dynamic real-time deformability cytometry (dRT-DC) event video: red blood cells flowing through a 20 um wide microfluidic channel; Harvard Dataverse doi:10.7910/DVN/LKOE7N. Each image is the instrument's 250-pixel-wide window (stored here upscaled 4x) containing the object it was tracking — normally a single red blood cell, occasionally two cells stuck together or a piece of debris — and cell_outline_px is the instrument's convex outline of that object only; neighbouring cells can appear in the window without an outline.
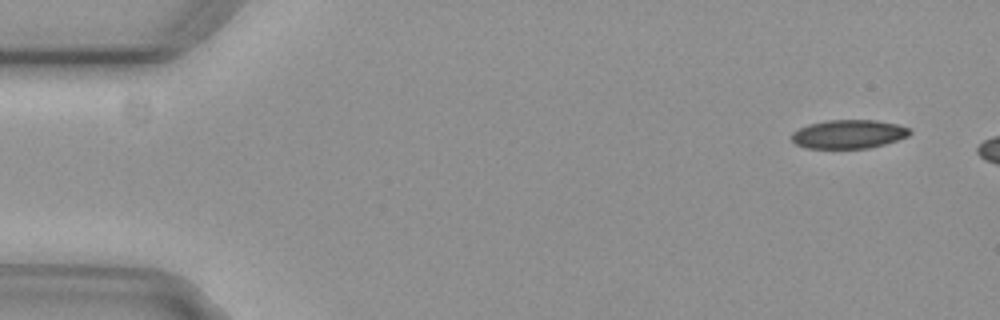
{"species": "common noctule bat (a hibernating species)", "species_latin": "Nyctalus noctula", "temperature_condition": "cold", "stored_images_in_passage": 2, "camera_frame_rate_fps": 3000, "um_per_image_px": 0.085, "animal": {"sex": "female", "body_mass_g": 29.2, "forearm_length_mm": 56.3}, "frame": {"image": 1, "passage_image": 1, "time_ms": 0.0, "image_size_px": [1000, 320], "cell_outline_px": [[912, 132], [908, 136], [884, 144], [868, 148], [804, 148], [796, 144], [792, 140], [792, 132], [808, 124], [828, 120], [876, 120], [896, 124], [912, 128]], "centroid_in_image_um": [72.14, 11.4], "position_along_channel_um": 12.9, "area_um2": 19.77}}